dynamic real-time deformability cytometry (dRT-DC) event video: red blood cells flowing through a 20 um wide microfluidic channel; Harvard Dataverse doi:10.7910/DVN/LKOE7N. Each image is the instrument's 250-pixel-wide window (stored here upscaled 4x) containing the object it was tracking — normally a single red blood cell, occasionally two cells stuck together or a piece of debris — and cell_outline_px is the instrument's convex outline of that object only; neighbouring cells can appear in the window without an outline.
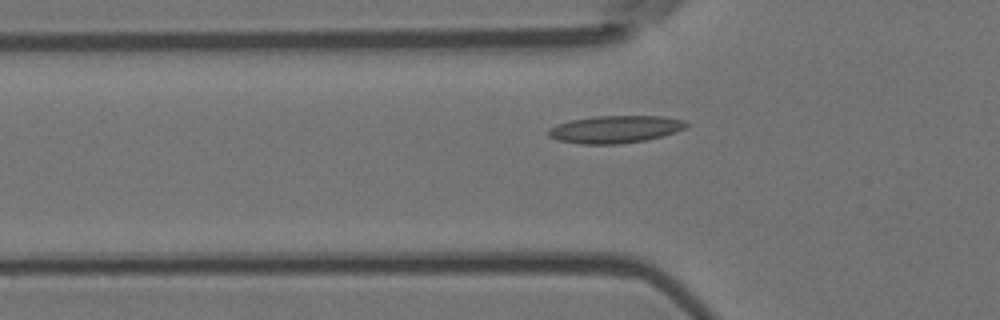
{"species": "Egyptian fruit bat (a non-hibernating species)", "species_latin": "Rousettus aegyptiacus", "temperature_condition": "room temperature", "stored_images_in_passage": 45, "camera_frame_rate_fps": 3000, "um_per_image_px": 0.085, "animal": {"sex": "female"}, "frame": {"image": 1, "passage_image": 14, "time_ms": 4.333, "image_size_px": [1000, 320], "cell_outline_px": [[688, 124], [684, 128], [676, 132], [664, 136], [644, 140], [620, 144], [580, 144], [560, 140], [548, 136], [548, 128], [556, 124], [572, 120], [596, 116], [664, 116], [684, 120]], "centroid_in_image_um": [52.3, 10.99], "position_along_channel_um": 73.5, "area_um2": 22.02}}
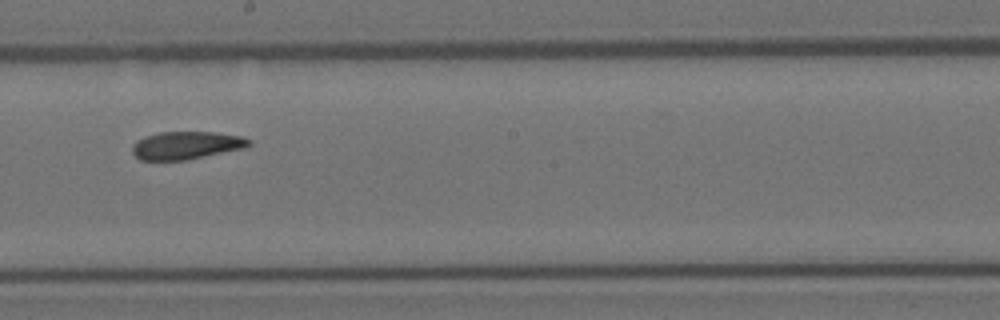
{"frame": {"image": 2, "passage_image": 27, "time_ms": 8.667, "image_size_px": [1000, 320], "cell_outline_px": [[252, 144], [244, 148], [188, 160], [140, 160], [132, 152], [132, 144], [136, 140], [144, 136], [160, 132], [216, 132], [244, 136], [252, 140]], "centroid_in_image_um": [15.85, 12.35], "position_along_channel_um": 232.3, "area_um2": 19.19}}
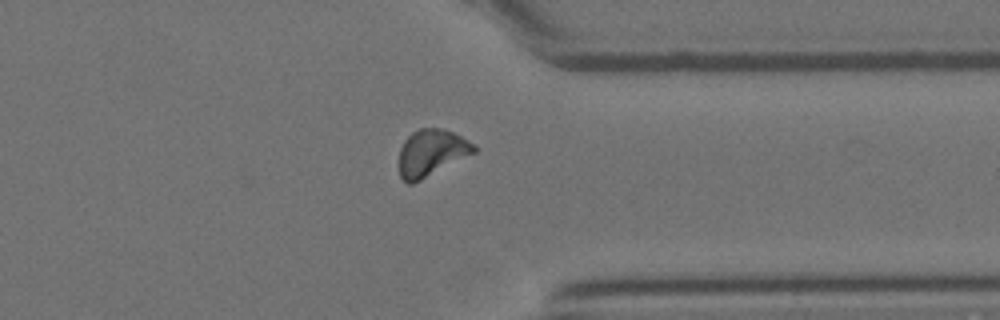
{"frame": {"image": 3, "passage_image": 39, "time_ms": 12.667, "image_size_px": [1000, 320], "cell_outline_px": [[476, 152], [412, 184], [408, 184], [400, 176], [396, 164], [400, 148], [404, 140], [412, 132], [420, 128], [444, 128], [476, 144]], "centroid_in_image_um": [36.62, 12.99], "position_along_channel_um": 374.8, "area_um2": 20.63}, "authors_computed_cell_mechanics": {"area_um2": 19.7676, "velocity_mm_per_s": 3.6556, "shape_relaxation_time_tau1_ms": null, "shape_relaxation_time_tau2_ms": 3.4767, "deformation_change_tau1": null, "deformation_change_tau2": 0.0959}}